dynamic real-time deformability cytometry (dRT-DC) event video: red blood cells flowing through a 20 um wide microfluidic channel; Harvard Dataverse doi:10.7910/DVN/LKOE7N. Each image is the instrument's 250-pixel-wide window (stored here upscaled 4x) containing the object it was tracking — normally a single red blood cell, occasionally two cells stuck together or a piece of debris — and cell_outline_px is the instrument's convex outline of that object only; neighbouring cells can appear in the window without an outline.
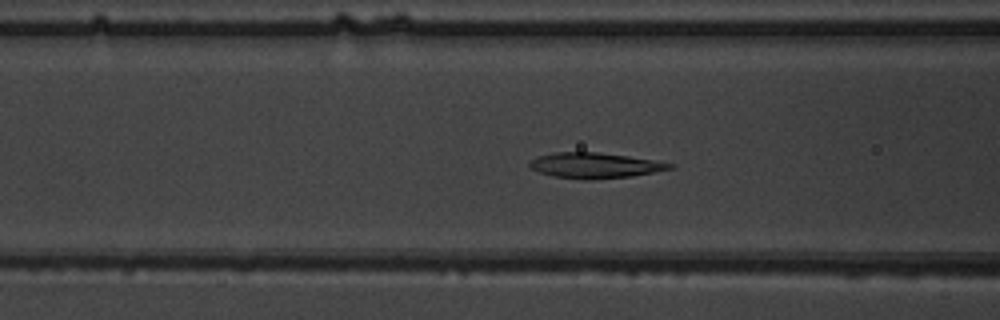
{"species": "common noctule bat (a hibernating species)", "species_latin": "Nyctalus noctula", "temperature_condition": "warm", "stored_images_in_passage": 44, "camera_frame_rate_fps": 3000, "um_per_image_px": 0.085, "animal": {"sex": "male", "body_mass_g": 19.5, "forearm_length_mm": 54.6}, "frame": {"image": 1, "passage_image": 14, "time_ms": 4.333, "image_size_px": [1000, 320], "cell_outline_px": [[676, 168], [632, 176], [592, 180], [584, 180], [552, 176], [540, 172], [532, 168], [528, 164], [536, 156], [552, 152], [596, 152], [628, 156], [676, 164]], "centroid_in_image_um": [50.58, 14.06], "position_along_channel_um": 116.0, "area_um2": 20.92}}
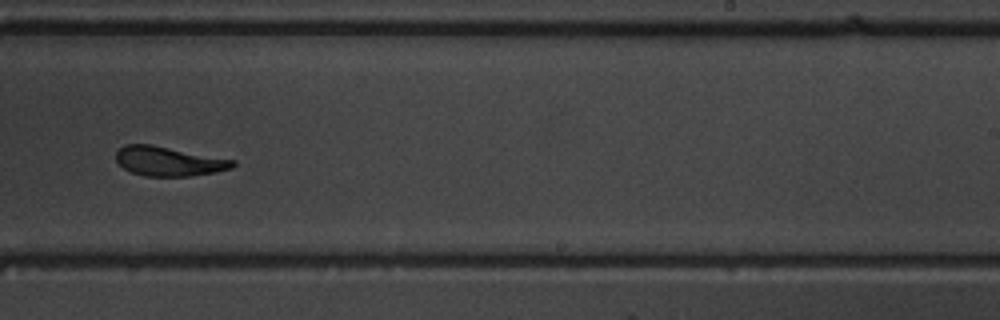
{"frame": {"image": 2, "passage_image": 26, "time_ms": 8.333, "image_size_px": [1000, 320], "cell_outline_px": [[236, 164], [232, 168], [216, 172], [188, 176], [144, 176], [132, 172], [124, 168], [116, 160], [116, 152], [124, 144], [152, 144], [236, 160]], "centroid_in_image_um": [14.36, 13.7], "position_along_channel_um": 274.6, "area_um2": 20.06}}
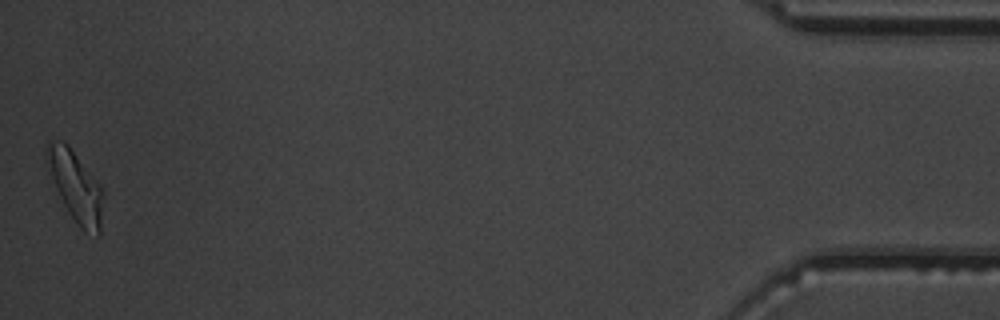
{"frame": {"image": 3, "passage_image": 44, "time_ms": 14.333, "image_size_px": [1000, 320], "cell_outline_px": [[104, 192], [100, 236], [96, 236], [84, 232], [80, 228], [68, 212], [56, 188], [44, 160], [48, 140], [64, 140], [68, 144], [100, 184]], "centroid_in_image_um": [6.43, 15.84], "position_along_channel_um": 428.8, "area_um2": 23.47}, "authors_computed_cell_mechanics": {"area_um2": 21.2126, "velocity_mm_per_s": 3.9723, "shape_relaxation_time_tau1_ms": 6.3011, "shape_relaxation_time_tau2_ms": 2.311, "deformation_change_tau1": 0.1937, "deformation_change_tau2": 0.112}}